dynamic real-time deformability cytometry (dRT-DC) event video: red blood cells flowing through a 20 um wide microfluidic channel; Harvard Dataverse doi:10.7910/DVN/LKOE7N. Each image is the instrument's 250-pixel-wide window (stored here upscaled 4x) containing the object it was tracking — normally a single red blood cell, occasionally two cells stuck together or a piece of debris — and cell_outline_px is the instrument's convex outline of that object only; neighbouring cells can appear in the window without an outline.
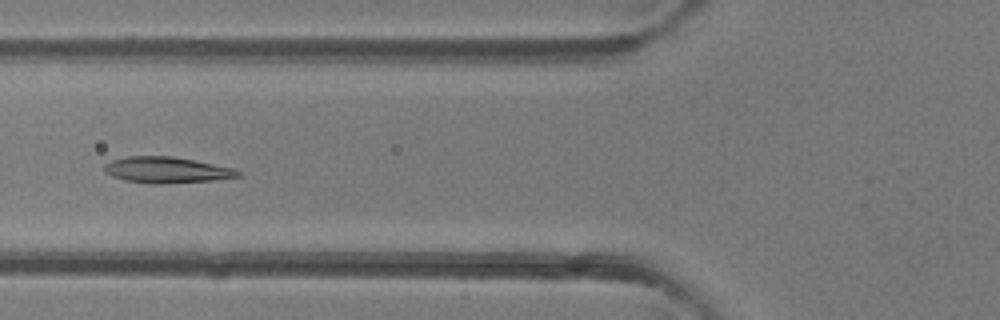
{"species": "common noctule bat (a hibernating species)", "species_latin": "Nyctalus noctula", "temperature_condition": "room temperature", "stored_images_in_passage": 8, "camera_frame_rate_fps": 3000, "um_per_image_px": 0.085, "animal": {"sex": "female"}, "frame": {"image": 1, "passage_image": 6, "time_ms": 6.0, "image_size_px": [1000, 320], "cell_outline_px": [[240, 176], [212, 180], [160, 184], [152, 184], [124, 180], [112, 176], [104, 172], [104, 164], [112, 160], [128, 156], [172, 156], [232, 168], [240, 172]], "centroid_in_image_um": [14.09, 14.45], "position_along_channel_um": 111.7, "area_um2": 20.06}}
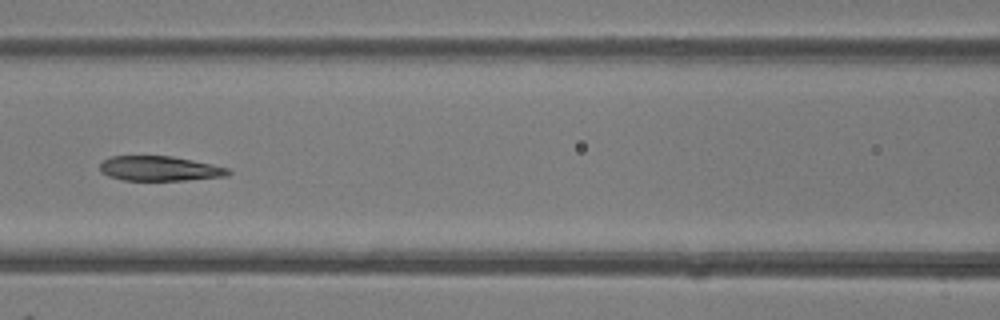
{"frame": {"image": 2, "passage_image": 7, "time_ms": 7.0, "image_size_px": [1000, 320], "cell_outline_px": [[232, 172], [228, 176], [184, 180], [124, 180], [108, 176], [100, 172], [100, 164], [104, 160], [112, 156], [172, 156], [212, 164], [228, 168]], "centroid_in_image_um": [13.58, 14.32], "position_along_channel_um": 153.0, "area_um2": 18.5}}
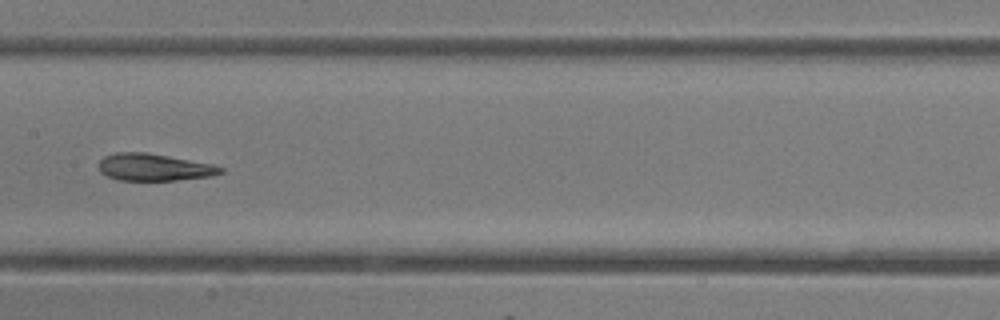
{"frame": {"image": 3, "passage_image": 8, "time_ms": 8.0, "image_size_px": [1000, 320], "cell_outline_px": [[224, 172], [212, 176], [176, 180], [116, 180], [100, 172], [100, 160], [104, 156], [116, 152], [148, 152], [212, 164], [224, 168]], "centroid_in_image_um": [13.1, 14.21], "position_along_channel_um": 194.3, "area_um2": 19.25}}